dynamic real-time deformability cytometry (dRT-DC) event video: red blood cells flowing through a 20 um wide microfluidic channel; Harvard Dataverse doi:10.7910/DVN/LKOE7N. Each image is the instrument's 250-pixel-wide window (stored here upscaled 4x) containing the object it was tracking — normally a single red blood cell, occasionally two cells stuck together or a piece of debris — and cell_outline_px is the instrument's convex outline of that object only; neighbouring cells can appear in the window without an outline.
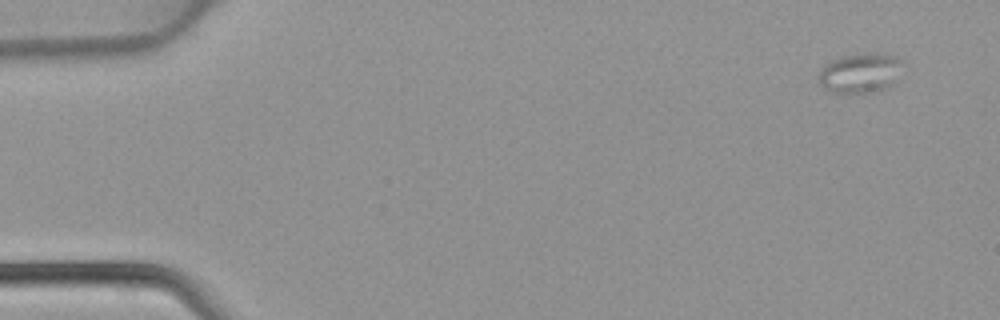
{"species": "common noctule bat (a hibernating species)", "species_latin": "Nyctalus noctula", "temperature_condition": "warm", "stored_images_in_passage": 4, "camera_frame_rate_fps": 3000, "um_per_image_px": 0.085, "animal": {"sex": "female", "body_mass_g": 22.7, "forearm_length_mm": 54.2}, "frame": {"image": 1, "passage_image": 1, "time_ms": 0.0, "image_size_px": [1000, 320], "cell_outline_px": [[908, 64], [892, 84], [884, 88], [864, 92], [828, 92], [816, 80], [816, 76], [820, 68], [824, 64], [832, 60], [844, 56], [876, 52], [884, 52], [896, 56]], "centroid_in_image_um": [73.14, 6.17], "position_along_channel_um": 11.9, "area_um2": 19.94}}
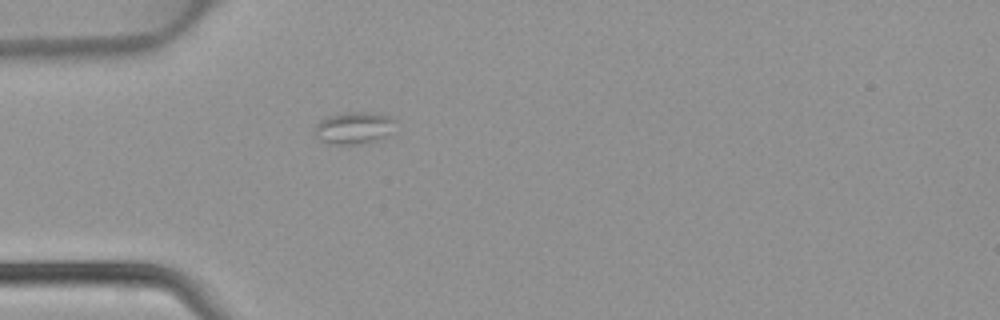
{"frame": {"image": 2, "passage_image": 4, "time_ms": 1.0, "image_size_px": [1000, 320], "cell_outline_px": [[396, 132], [376, 140], [360, 144], [324, 144], [316, 136], [316, 124], [320, 120], [328, 116], [344, 112], [372, 112], [392, 116], [396, 120]], "centroid_in_image_um": [30.16, 10.87], "position_along_channel_um": 54.8, "area_um2": 15.55}}